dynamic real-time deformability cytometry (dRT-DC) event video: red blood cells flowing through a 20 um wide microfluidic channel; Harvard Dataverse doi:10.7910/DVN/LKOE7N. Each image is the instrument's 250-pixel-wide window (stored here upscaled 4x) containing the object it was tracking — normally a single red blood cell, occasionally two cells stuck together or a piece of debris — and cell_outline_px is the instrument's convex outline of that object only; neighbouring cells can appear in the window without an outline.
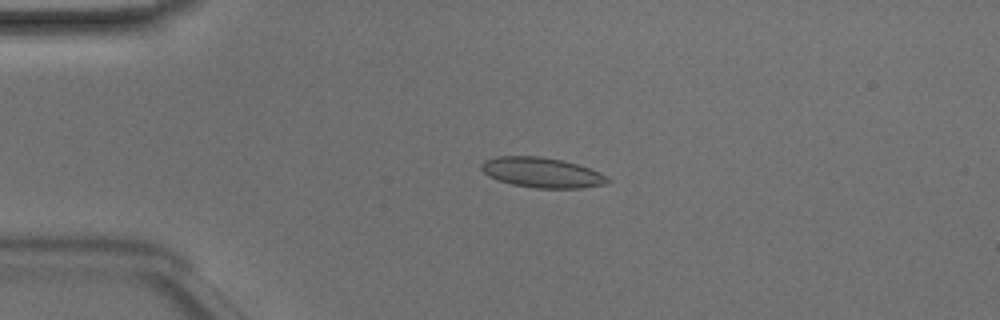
{"species": "Egyptian fruit bat (a non-hibernating species)", "species_latin": "Rousettus aegyptiacus", "temperature_condition": "room temperature", "stored_images_in_passage": 48, "camera_frame_rate_fps": 3000, "um_per_image_px": 0.085, "animal": {"sex": "male"}, "frame": {"image": 1, "passage_image": 11, "time_ms": 3.333, "image_size_px": [1000, 320], "cell_outline_px": [[612, 180], [604, 184], [580, 188], [536, 188], [512, 184], [488, 176], [480, 168], [480, 164], [484, 160], [496, 156], [540, 156], [560, 160], [576, 164], [600, 172]], "centroid_in_image_um": [46.03, 14.66], "position_along_channel_um": 39.0, "area_um2": 22.02}}
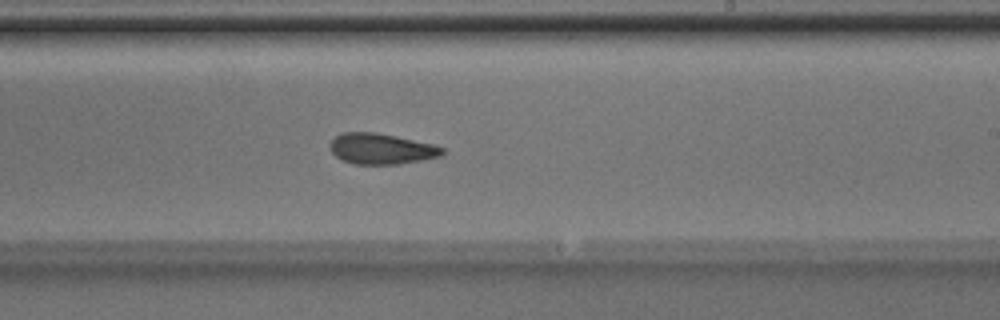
{"frame": {"image": 2, "passage_image": 29, "time_ms": 9.333, "image_size_px": [1000, 320], "cell_outline_px": [[444, 152], [440, 156], [420, 160], [396, 164], [352, 164], [340, 160], [328, 148], [328, 144], [340, 132], [376, 132], [396, 136], [432, 144], [444, 148]], "centroid_in_image_um": [32.34, 12.64], "position_along_channel_um": 256.7, "area_um2": 20.17}}
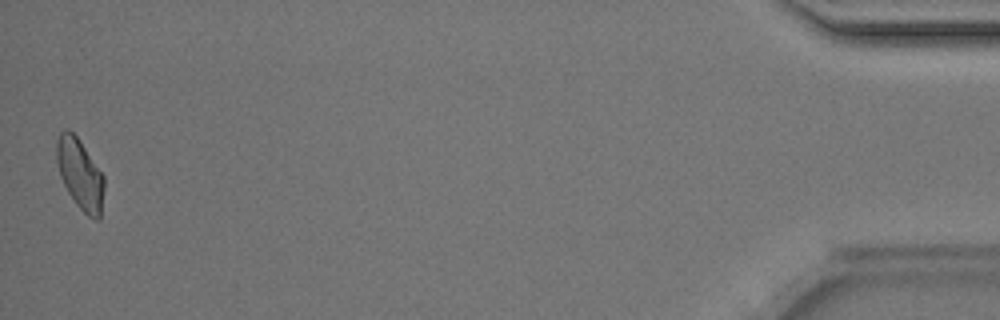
{"frame": {"image": 3, "passage_image": 48, "time_ms": 15.667, "image_size_px": [1000, 320], "cell_outline_px": [[104, 192], [100, 220], [96, 220], [88, 216], [76, 204], [68, 192], [60, 176], [56, 160], [56, 140], [60, 132], [64, 128], [68, 128], [76, 136], [104, 176]], "centroid_in_image_um": [6.8, 14.8], "position_along_channel_um": 428.4, "area_um2": 19.48}, "authors_computed_cell_mechanics": {"area_um2": 20.6635, "velocity_mm_per_s": 4.149, "shape_relaxation_time_tau1_ms": 7.8018, "shape_relaxation_time_tau2_ms": 3.0945, "deformation_change_tau1": 0.1459, "deformation_change_tau2": 0.0901}}